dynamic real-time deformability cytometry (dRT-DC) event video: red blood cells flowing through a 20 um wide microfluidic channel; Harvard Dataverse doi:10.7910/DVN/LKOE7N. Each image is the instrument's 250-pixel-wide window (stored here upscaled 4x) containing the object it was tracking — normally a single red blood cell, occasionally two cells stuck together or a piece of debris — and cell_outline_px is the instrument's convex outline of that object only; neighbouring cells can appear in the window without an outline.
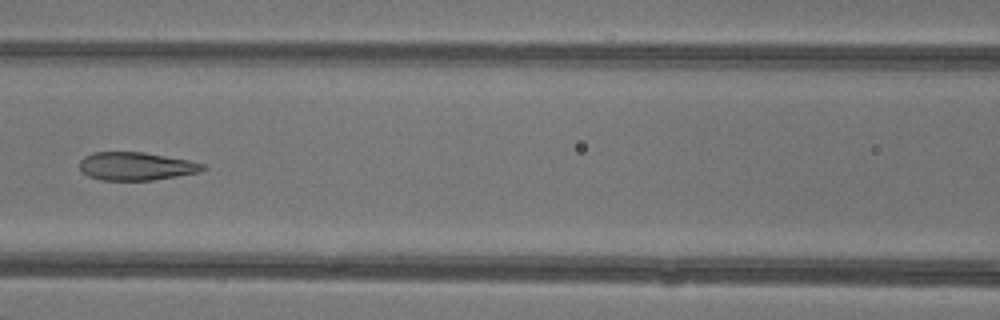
{"species": "common noctule bat (a hibernating species)", "species_latin": "Nyctalus noctula", "temperature_condition": "warm", "stored_images_in_passage": 33, "camera_frame_rate_fps": 3000, "um_per_image_px": 0.085, "animal": {"sex": "female"}, "frame": {"image": 1, "passage_image": 10, "time_ms": 3.0, "image_size_px": [1000, 320], "cell_outline_px": [[208, 168], [200, 172], [152, 180], [100, 180], [88, 176], [80, 168], [80, 160], [84, 156], [92, 152], [144, 152], [188, 160], [204, 164]], "centroid_in_image_um": [11.57, 14.12], "position_along_channel_um": 155.0, "area_um2": 20.17}}
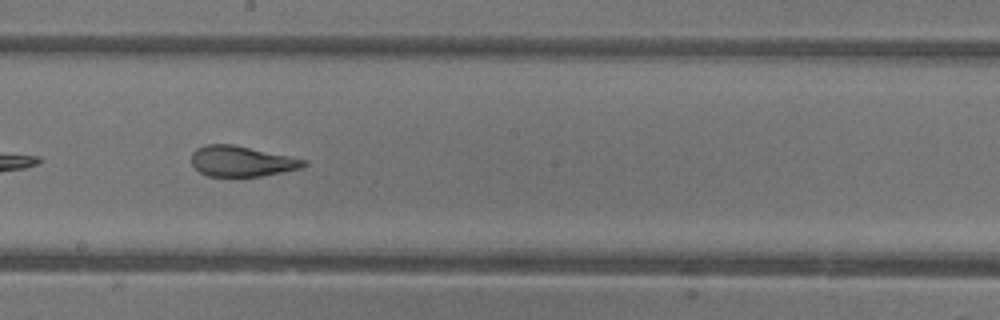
{"frame": {"image": 2, "passage_image": 15, "time_ms": 4.667, "image_size_px": [1000, 320], "cell_outline_px": [[308, 164], [300, 168], [260, 176], [208, 176], [200, 172], [192, 164], [192, 152], [196, 148], [204, 144], [232, 144], [308, 160]], "centroid_in_image_um": [20.52, 13.69], "position_along_channel_um": 227.7, "area_um2": 19.83}, "authors_computed_cell_mechanics": {"area_um2": 21.675, "velocity_mm_per_s": 4.3662, "shape_relaxation_time_tau1_ms": 5.768, "shape_relaxation_time_tau2_ms": 1.0202, "deformation_change_tau1": 0.21, "deformation_change_tau2": 0.0859}}